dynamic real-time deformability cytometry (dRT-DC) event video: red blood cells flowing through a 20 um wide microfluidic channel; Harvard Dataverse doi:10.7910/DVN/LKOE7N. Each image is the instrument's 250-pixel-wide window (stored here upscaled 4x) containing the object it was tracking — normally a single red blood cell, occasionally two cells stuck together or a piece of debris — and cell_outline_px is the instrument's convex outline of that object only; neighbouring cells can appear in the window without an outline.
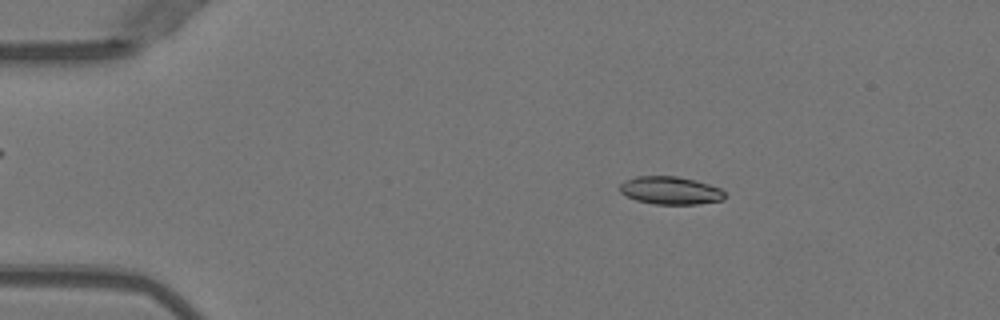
{"species": "Egyptian fruit bat (a non-hibernating species)", "species_latin": "Rousettus aegyptiacus", "temperature_condition": "warm", "stored_images_in_passage": 51, "camera_frame_rate_fps": 3000, "um_per_image_px": 0.085, "animal": {"sex": "female"}, "frame": {"image": 1, "passage_image": 9, "time_ms": 2.667, "image_size_px": [1000, 320], "cell_outline_px": [[724, 200], [696, 204], [652, 204], [636, 200], [620, 192], [620, 184], [624, 180], [636, 176], [676, 176], [696, 180], [720, 188], [724, 192]], "centroid_in_image_um": [56.97, 16.18], "position_along_channel_um": 28.0, "area_um2": 17.05}}
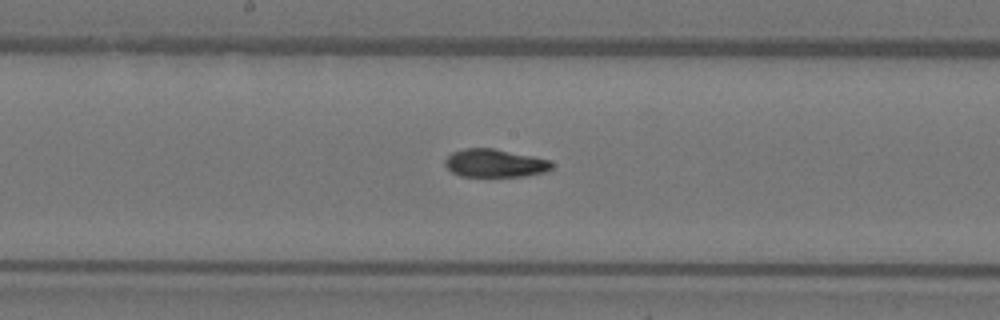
{"frame": {"image": 2, "passage_image": 27, "time_ms": 8.667, "image_size_px": [1000, 320], "cell_outline_px": [[552, 168], [548, 172], [524, 176], [460, 176], [452, 172], [444, 164], [444, 160], [452, 152], [464, 148], [492, 148], [532, 156], [548, 160], [552, 164]], "centroid_in_image_um": [42.04, 13.87], "position_along_channel_um": 206.2, "area_um2": 17.4}}
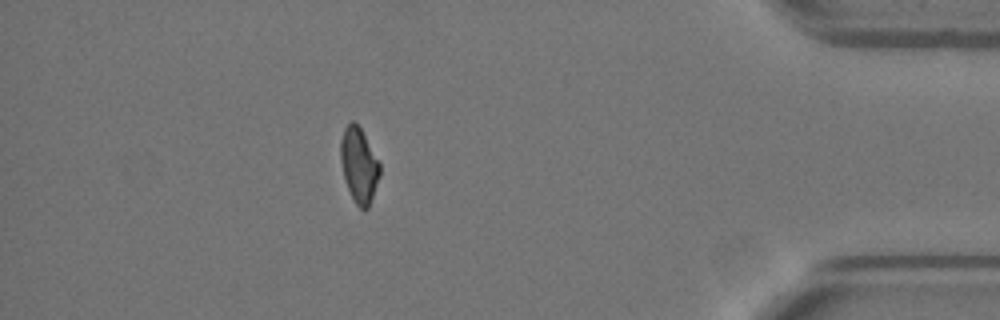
{"frame": {"image": 3, "passage_image": 45, "time_ms": 14.667, "image_size_px": [1000, 320], "cell_outline_px": [[380, 176], [368, 208], [360, 208], [356, 204], [348, 188], [344, 176], [340, 160], [340, 140], [344, 128], [352, 120], [360, 128], [380, 164]], "centroid_in_image_um": [30.5, 14.03], "position_along_channel_um": 404.7, "area_um2": 16.76}, "authors_computed_cell_mechanics": {"area_um2": 17.5712, "velocity_mm_per_s": 4.0399, "shape_relaxation_time_tau1_ms": 8.4968, "shape_relaxation_time_tau2_ms": 1.9977, "deformation_change_tau1": 0.2134, "deformation_change_tau2": 0.0639}}